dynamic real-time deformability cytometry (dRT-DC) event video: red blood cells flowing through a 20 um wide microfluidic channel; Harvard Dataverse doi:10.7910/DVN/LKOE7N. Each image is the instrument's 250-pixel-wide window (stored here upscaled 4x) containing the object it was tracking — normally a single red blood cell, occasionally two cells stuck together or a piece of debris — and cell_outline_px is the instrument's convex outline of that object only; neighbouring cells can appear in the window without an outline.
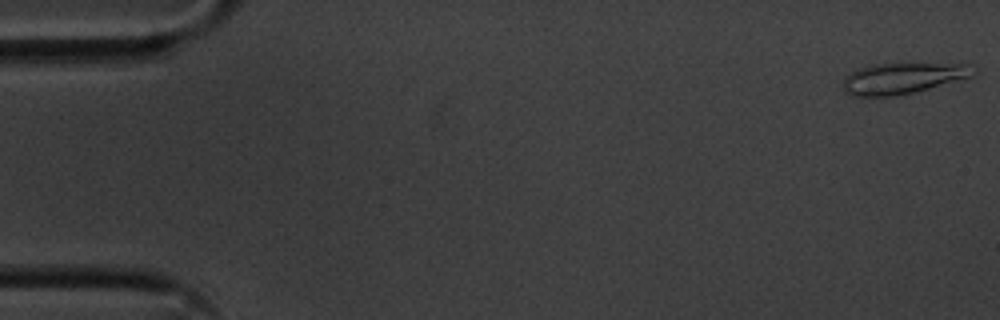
{"species": "common noctule bat (a hibernating species)", "species_latin": "Nyctalus noctula", "temperature_condition": "cold", "stored_images_in_passage": 55, "camera_frame_rate_fps": 3000, "um_per_image_px": 0.085, "animal": {"sex": "male", "body_mass_g": 20.1, "forearm_length_mm": 53.5}, "frame": {"image": 1, "passage_image": 1, "time_ms": 0.0, "image_size_px": [1000, 320], "cell_outline_px": [[976, 72], [972, 76], [928, 88], [896, 96], [852, 96], [844, 92], [844, 76], [860, 68], [872, 64], [900, 60], [968, 64]], "centroid_in_image_um": [76.73, 6.58], "position_along_channel_um": 8.3, "area_um2": 24.45}}
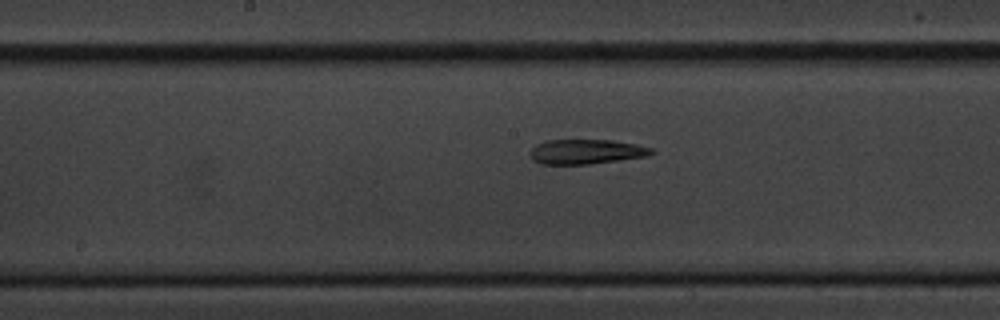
{"frame": {"image": 2, "passage_image": 28, "time_ms": 9.0, "image_size_px": [1000, 320], "cell_outline_px": [[656, 152], [648, 156], [620, 160], [588, 164], [540, 164], [532, 160], [528, 152], [536, 144], [544, 140], [612, 140], [636, 144], [652, 148]], "centroid_in_image_um": [49.8, 12.89], "position_along_channel_um": 198.4, "area_um2": 17.69}}
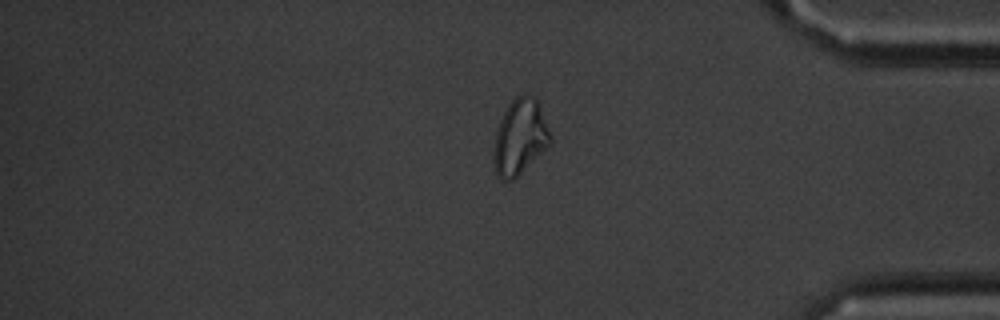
{"frame": {"image": 3, "passage_image": 46, "time_ms": 15.0, "image_size_px": [1000, 320], "cell_outline_px": [[552, 140], [512, 180], [500, 180], [496, 176], [492, 160], [496, 132], [500, 120], [508, 104], [516, 96], [524, 92], [532, 96], [536, 100], [540, 108], [552, 136]], "centroid_in_image_um": [44.15, 11.63], "position_along_channel_um": 391.1, "area_um2": 24.45}, "authors_computed_cell_mechanics": {"area_um2": 19.8832, "velocity_mm_per_s": 3.5931, "shape_relaxation_time_tau1_ms": null, "shape_relaxation_time_tau2_ms": 4.2103, "deformation_change_tau1": null, "deformation_change_tau2": 0.1494}}